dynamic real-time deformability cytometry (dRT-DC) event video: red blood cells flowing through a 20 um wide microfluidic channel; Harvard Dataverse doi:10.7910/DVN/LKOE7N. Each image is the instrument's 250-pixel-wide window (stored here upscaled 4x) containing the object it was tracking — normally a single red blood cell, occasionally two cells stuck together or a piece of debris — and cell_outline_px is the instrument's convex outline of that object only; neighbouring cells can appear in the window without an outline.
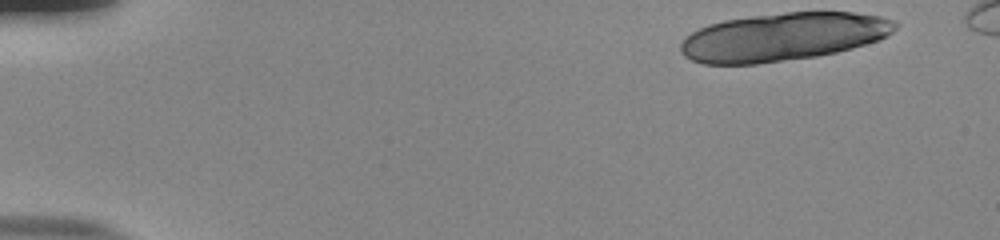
{"species": "human", "species_latin": "Homo sapiens", "temperature_condition": "room temperature", "stored_images_in_passage": 17, "camera_frame_rate_fps": 3000, "um_per_image_px": 0.085, "donor": {"sex": "male"}, "frame": {"image": 1, "passage_image": 1, "time_ms": 0.0, "image_size_px": [1000, 240], "cell_outline_px": [[896, 28], [892, 32], [876, 40], [864, 44], [836, 52], [816, 56], [756, 64], [704, 64], [692, 60], [684, 56], [680, 48], [680, 44], [692, 32], [700, 28], [712, 24], [728, 20], [756, 16], [788, 12], [852, 12], [880, 16], [896, 24]], "centroid_in_image_um": [66.53, 3.14], "position_along_channel_um": 18.5, "area_um2": 59.07}}